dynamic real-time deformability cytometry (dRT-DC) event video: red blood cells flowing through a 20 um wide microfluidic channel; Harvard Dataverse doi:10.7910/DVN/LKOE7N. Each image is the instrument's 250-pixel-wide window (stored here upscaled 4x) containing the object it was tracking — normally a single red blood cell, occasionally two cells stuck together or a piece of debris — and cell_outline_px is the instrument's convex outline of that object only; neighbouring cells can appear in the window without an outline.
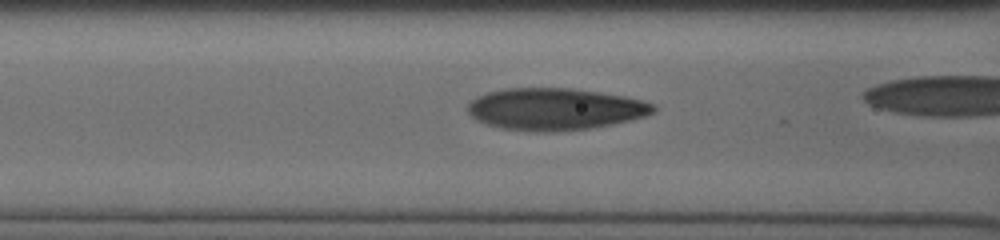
{"species": "human", "species_latin": "Homo sapiens", "temperature_condition": "cold", "stored_images_in_passage": 16, "camera_frame_rate_fps": 3000, "um_per_image_px": 0.085, "donor": {"sex": "male"}, "frame": {"image": 1, "passage_image": 5, "time_ms": 1.333, "image_size_px": [1000, 240], "cell_outline_px": [[656, 108], [652, 112], [644, 116], [612, 124], [588, 128], [552, 132], [536, 132], [504, 128], [488, 124], [476, 120], [468, 112], [468, 104], [476, 96], [488, 92], [504, 88], [572, 88], [600, 92], [624, 96], [656, 104]], "centroid_in_image_um": [47.15, 9.26], "position_along_channel_um": 119.4, "area_um2": 45.14}}
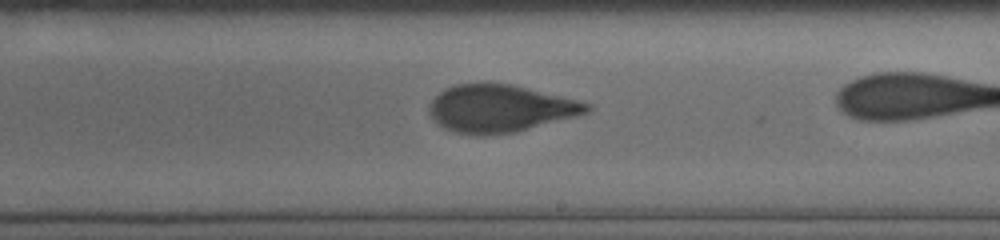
{"frame": {"image": 2, "passage_image": 14, "time_ms": 4.333, "image_size_px": [1000, 240], "cell_outline_px": [[592, 108], [588, 112], [576, 116], [516, 132], [488, 136], [476, 136], [456, 132], [444, 128], [432, 120], [428, 112], [428, 104], [444, 88], [456, 84], [512, 84], [580, 100], [592, 104]], "centroid_in_image_um": [42.5, 9.24], "position_along_channel_um": 246.5, "area_um2": 43.87}}